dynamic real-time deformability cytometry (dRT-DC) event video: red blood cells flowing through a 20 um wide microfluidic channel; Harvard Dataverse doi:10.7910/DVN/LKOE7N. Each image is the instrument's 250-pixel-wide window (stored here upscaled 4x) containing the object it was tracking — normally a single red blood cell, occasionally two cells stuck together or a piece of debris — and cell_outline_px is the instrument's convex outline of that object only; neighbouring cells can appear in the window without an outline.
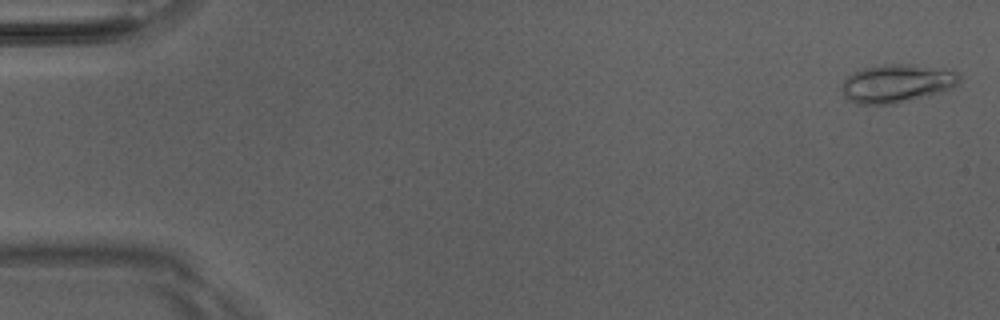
{"species": "Egyptian fruit bat (a non-hibernating species)", "species_latin": "Rousettus aegyptiacus", "temperature_condition": "room temperature", "stored_images_in_passage": 51, "camera_frame_rate_fps": 3000, "um_per_image_px": 0.085, "animal": {"sex": "male"}, "frame": {"image": 1, "passage_image": 2, "time_ms": 0.333, "image_size_px": [1000, 320], "cell_outline_px": [[960, 80], [952, 88], [928, 96], [896, 104], [856, 104], [848, 100], [844, 96], [840, 88], [844, 80], [848, 76], [864, 68], [884, 64], [912, 64], [960, 72]], "centroid_in_image_um": [76.22, 7.1], "position_along_channel_um": 8.8, "area_um2": 26.3}}
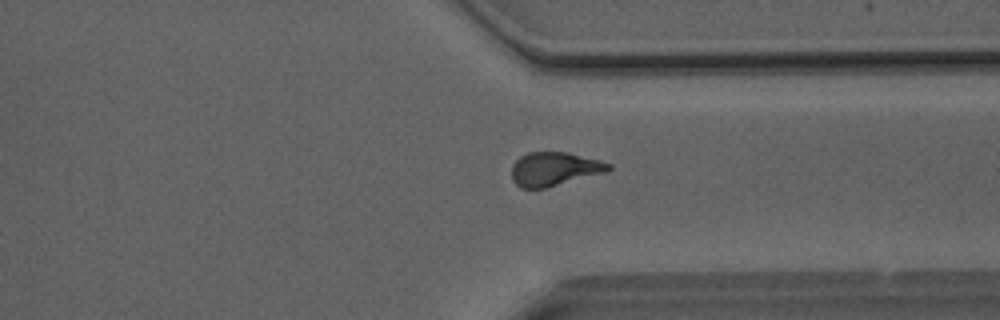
{"frame": {"image": 2, "passage_image": 39, "time_ms": 12.667, "image_size_px": [1000, 320], "cell_outline_px": [[612, 168], [604, 172], [544, 188], [520, 188], [512, 180], [512, 164], [520, 156], [528, 152], [568, 152], [600, 160], [612, 164]], "centroid_in_image_um": [47.09, 14.35], "position_along_channel_um": 364.3, "area_um2": 18.9}}
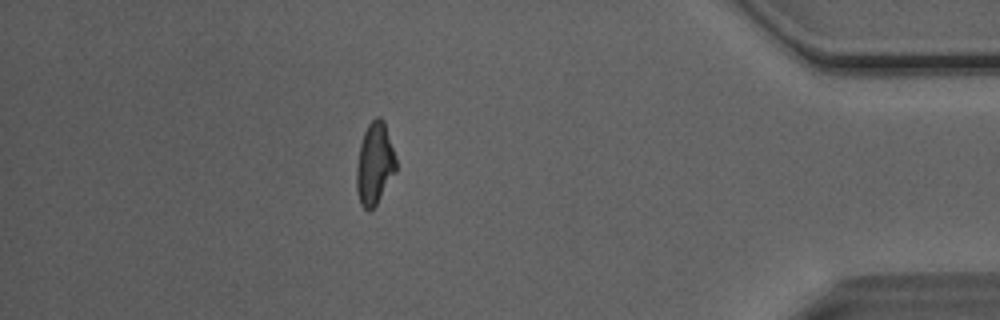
{"frame": {"image": 3, "passage_image": 45, "time_ms": 14.667, "image_size_px": [1000, 320], "cell_outline_px": [[396, 172], [376, 204], [368, 212], [360, 204], [356, 188], [356, 168], [360, 144], [364, 132], [368, 124], [376, 116], [380, 116], [384, 120], [396, 156]], "centroid_in_image_um": [31.85, 13.9], "position_along_channel_um": 403.4, "area_um2": 19.02}, "authors_computed_cell_mechanics": {"area_um2": 19.1896, "velocity_mm_per_s": 4.0971, "shape_relaxation_time_tau1_ms": 4.4508, "shape_relaxation_time_tau2_ms": 1.8026, "deformation_change_tau1": 0.1846, "deformation_change_tau2": 0.0957}}